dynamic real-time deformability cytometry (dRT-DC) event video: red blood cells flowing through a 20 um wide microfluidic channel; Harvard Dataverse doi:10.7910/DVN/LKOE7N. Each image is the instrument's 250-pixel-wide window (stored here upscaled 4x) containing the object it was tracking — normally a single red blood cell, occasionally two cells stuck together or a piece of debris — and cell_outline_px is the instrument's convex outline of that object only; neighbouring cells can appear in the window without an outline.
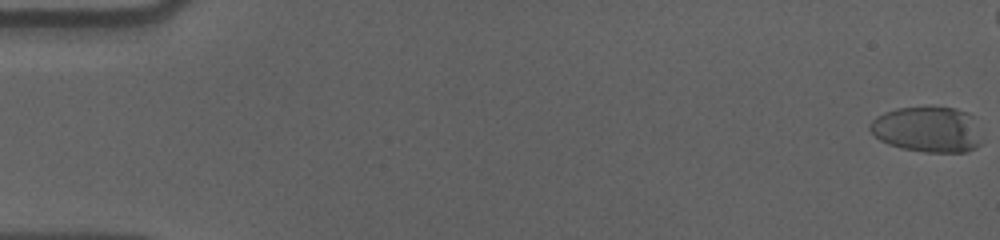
{"species": "human", "species_latin": "Homo sapiens", "temperature_condition": "cold", "stored_images_in_passage": 52, "camera_frame_rate_fps": 3000, "um_per_image_px": 0.085, "donor": {"sex": "male"}, "frame": {"image": 1, "passage_image": 1, "time_ms": 0.0, "image_size_px": [1000, 240], "cell_outline_px": [[984, 140], [976, 148], [964, 152], [924, 152], [904, 148], [888, 144], [880, 140], [868, 128], [868, 124], [876, 116], [884, 112], [896, 108], [956, 108], [968, 112], [972, 116]], "centroid_in_image_um": [78.86, 11.01], "position_along_channel_um": 6.1, "area_um2": 29.82}}
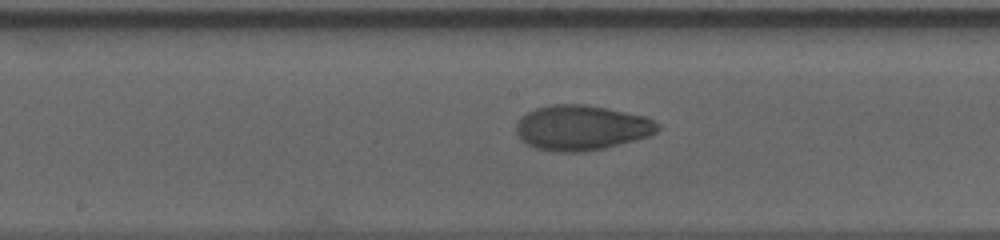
{"frame": {"image": 2, "passage_image": 31, "time_ms": 10.0, "image_size_px": [1000, 240], "cell_outline_px": [[660, 128], [656, 132], [648, 136], [604, 148], [584, 152], [552, 152], [536, 148], [520, 140], [516, 132], [516, 124], [520, 116], [536, 108], [548, 104], [584, 104], [644, 116], [660, 124]], "centroid_in_image_um": [49.37, 10.86], "position_along_channel_um": 198.8, "area_um2": 37.17}}
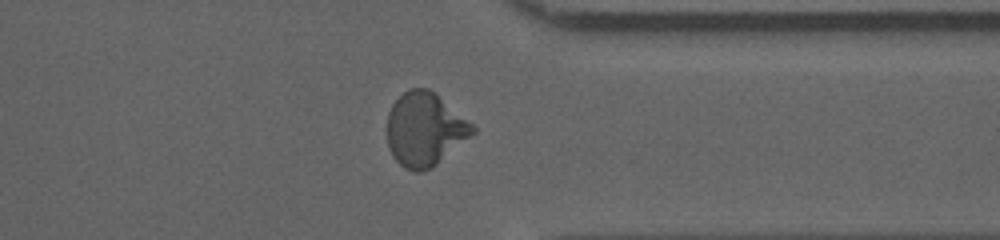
{"frame": {"image": 3, "passage_image": 46, "time_ms": 15.0, "image_size_px": [1000, 240], "cell_outline_px": [[476, 132], [432, 168], [420, 172], [416, 172], [404, 168], [392, 156], [388, 148], [388, 112], [392, 104], [408, 88], [428, 88], [436, 92], [472, 124], [476, 128]], "centroid_in_image_um": [36.11, 10.99], "position_along_channel_um": 375.3, "area_um2": 36.7}}